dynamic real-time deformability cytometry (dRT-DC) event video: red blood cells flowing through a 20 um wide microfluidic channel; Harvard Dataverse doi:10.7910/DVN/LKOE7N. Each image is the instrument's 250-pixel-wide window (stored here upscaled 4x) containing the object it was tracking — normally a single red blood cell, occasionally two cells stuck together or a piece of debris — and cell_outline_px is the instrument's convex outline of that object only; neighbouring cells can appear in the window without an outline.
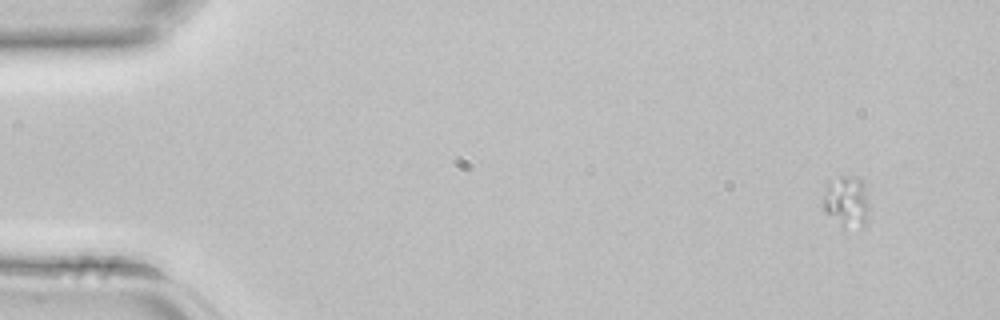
{"species": "common noctule bat (a hibernating species)", "species_latin": "Nyctalus noctula", "temperature_condition": "room temperature", "stored_images_in_passage": 4, "camera_frame_rate_fps": 3000, "um_per_image_px": 0.085, "animal": {"sex": "female", "body_mass_g": 22.7, "forearm_length_mm": 54.2}, "frame": {"image": 1, "passage_image": 1, "time_ms": 0.0, "image_size_px": [1000, 320], "cell_outline_px": [[868, 220], [864, 224], [844, 224], [828, 212], [824, 208], [824, 196], [828, 180], [840, 176], [856, 176], [864, 180], [868, 204]], "centroid_in_image_um": [72.0, 16.98], "position_along_channel_um": 13.0, "area_um2": 13.01}}